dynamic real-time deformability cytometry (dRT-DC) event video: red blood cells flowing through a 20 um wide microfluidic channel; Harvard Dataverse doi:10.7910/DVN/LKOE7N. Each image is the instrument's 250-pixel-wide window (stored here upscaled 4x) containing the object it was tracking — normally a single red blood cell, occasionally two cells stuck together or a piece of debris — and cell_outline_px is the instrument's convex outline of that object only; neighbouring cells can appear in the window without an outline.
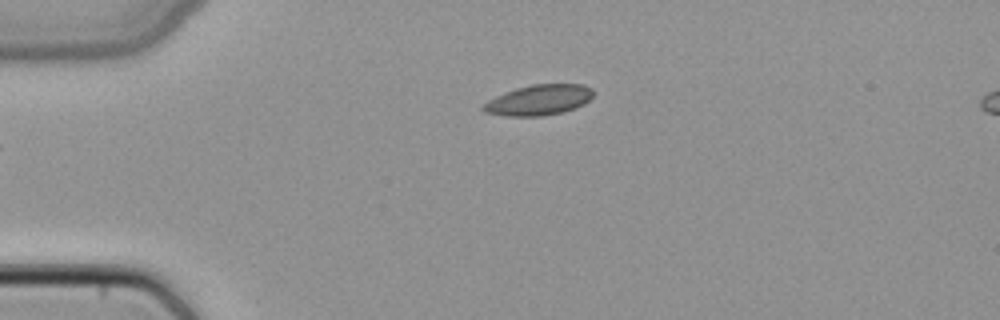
{"species": "common noctule bat (a hibernating species)", "species_latin": "Nyctalus noctula", "temperature_condition": "cold", "stored_images_in_passage": 38, "camera_frame_rate_fps": 3000, "um_per_image_px": 0.085, "animal": {"sex": "female", "body_mass_g": 22.7, "forearm_length_mm": 54.2}, "frame": {"image": 1, "passage_image": 1, "time_ms": 0.0, "image_size_px": [1000, 320], "cell_outline_px": [[592, 96], [584, 104], [576, 108], [564, 112], [544, 116], [508, 116], [484, 112], [480, 108], [488, 100], [504, 92], [516, 88], [532, 84], [584, 84], [592, 88]], "centroid_in_image_um": [45.8, 8.5], "position_along_channel_um": 39.2, "area_um2": 19.65}}
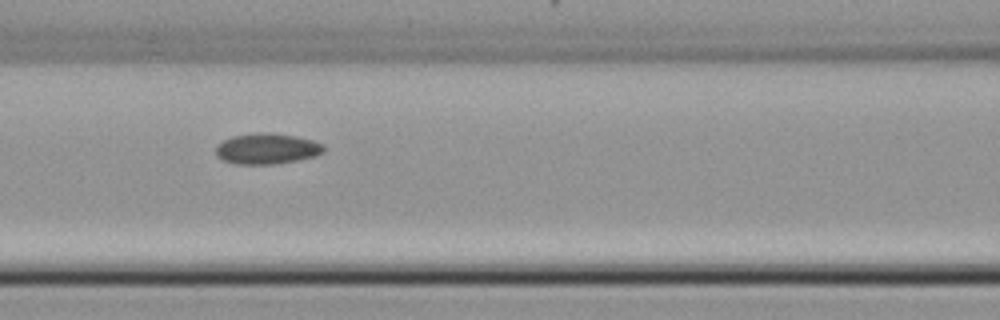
{"frame": {"image": 2, "passage_image": 11, "time_ms": 3.333, "image_size_px": [1000, 320], "cell_outline_px": [[324, 152], [316, 156], [276, 164], [236, 164], [224, 160], [216, 156], [216, 148], [224, 140], [232, 136], [264, 132], [296, 136], [312, 140], [324, 144]], "centroid_in_image_um": [22.72, 12.64], "position_along_channel_um": 143.9, "area_um2": 19.19}}
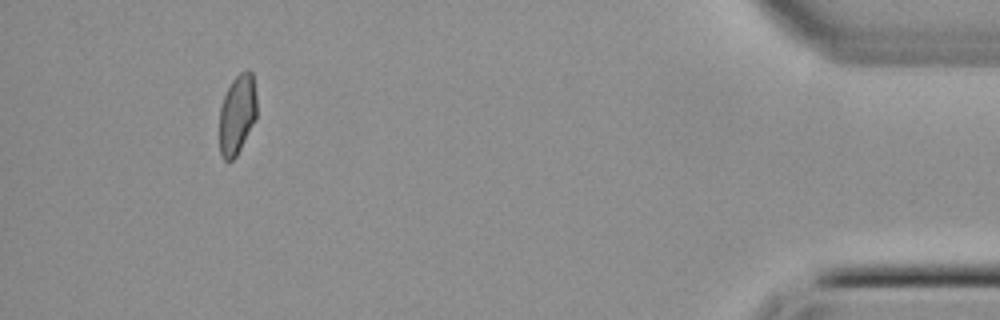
{"frame": {"image": 3, "passage_image": 35, "time_ms": 11.333, "image_size_px": [1000, 320], "cell_outline_px": [[256, 120], [236, 156], [232, 160], [224, 160], [220, 156], [220, 108], [224, 96], [232, 80], [240, 72], [248, 68], [252, 72], [256, 96]], "centroid_in_image_um": [20.17, 9.71], "position_along_channel_um": 415.0, "area_um2": 17.4}}